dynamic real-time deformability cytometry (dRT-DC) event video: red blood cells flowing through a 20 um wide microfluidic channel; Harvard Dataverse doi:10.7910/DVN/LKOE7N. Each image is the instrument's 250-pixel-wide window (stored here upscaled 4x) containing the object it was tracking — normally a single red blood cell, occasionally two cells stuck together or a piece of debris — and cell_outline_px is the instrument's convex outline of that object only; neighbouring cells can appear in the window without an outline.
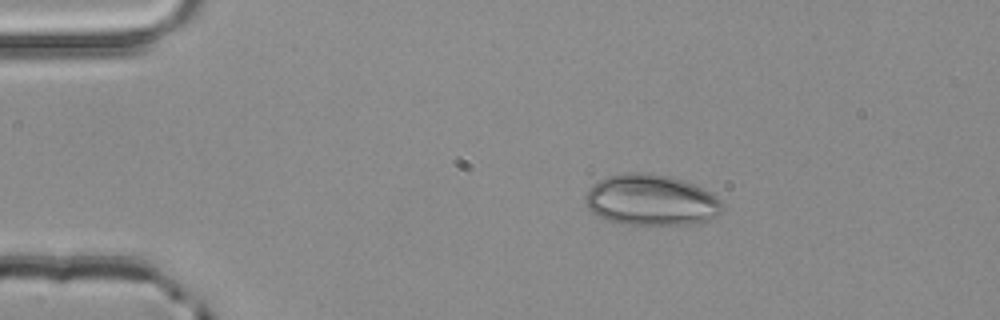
{"species": "common noctule bat (a hibernating species)", "species_latin": "Nyctalus noctula", "temperature_condition": "room temperature", "stored_images_in_passage": 2, "camera_frame_rate_fps": 3000, "um_per_image_px": 0.085, "animal": {"sex": "male", "body_mass_g": 20.4}, "frame": {"image": 1, "passage_image": 1, "time_ms": 0.0, "image_size_px": [1000, 320], "cell_outline_px": [[720, 212], [716, 216], [708, 220], [688, 224], [620, 224], [596, 216], [584, 204], [584, 196], [588, 188], [596, 180], [604, 176], [624, 172], [648, 172], [672, 176], [692, 184], [716, 196], [720, 200]], "centroid_in_image_um": [55.23, 16.98], "position_along_channel_um": 29.8, "area_um2": 40.98}}